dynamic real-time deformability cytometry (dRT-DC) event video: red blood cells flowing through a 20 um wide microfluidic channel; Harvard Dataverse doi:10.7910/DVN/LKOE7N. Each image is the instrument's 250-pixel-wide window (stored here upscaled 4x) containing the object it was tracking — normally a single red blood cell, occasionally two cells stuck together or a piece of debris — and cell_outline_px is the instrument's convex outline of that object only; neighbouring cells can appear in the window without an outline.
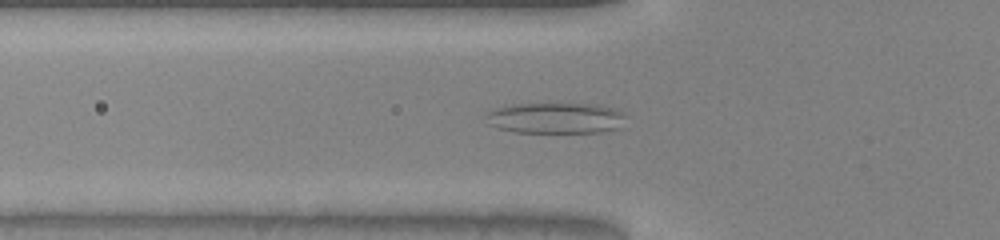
{"species": "common noctule bat (a hibernating species)", "species_latin": "Nyctalus noctula", "temperature_condition": "warm", "stored_images_in_passage": 54, "camera_frame_rate_fps": 3000, "um_per_image_px": 0.085, "animal": {"sex": "male", "body_mass_g": 20.0, "forearm_length_mm": 53.3}, "frame": {"image": 1, "passage_image": 20, "time_ms": 6.333, "image_size_px": [1000, 240], "cell_outline_px": [[624, 116], [616, 128], [600, 132], [516, 132], [500, 128], [492, 124], [488, 112], [504, 104], [600, 104], [612, 108], [620, 112]], "centroid_in_image_um": [47.22, 10.02], "position_along_channel_um": 78.6, "area_um2": 24.45}}
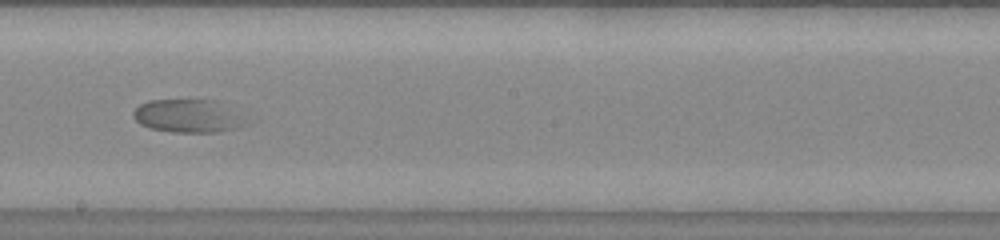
{"frame": {"image": 2, "passage_image": 32, "time_ms": 10.333, "image_size_px": [1000, 240], "cell_outline_px": [[244, 124], [236, 128], [220, 132], [172, 132], [148, 128], [140, 124], [136, 120], [132, 112], [140, 104], [148, 100], [216, 100]], "centroid_in_image_um": [15.79, 9.87], "position_along_channel_um": 232.4, "area_um2": 20.87}}
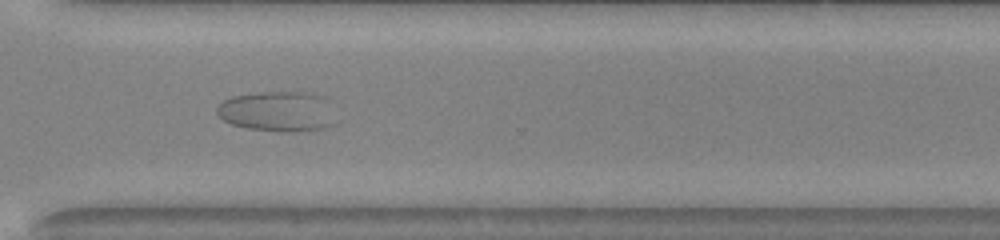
{"frame": {"image": 3, "passage_image": 41, "time_ms": 13.333, "image_size_px": [1000, 240], "cell_outline_px": [[332, 124], [320, 128], [280, 132], [248, 128], [232, 124], [224, 120], [216, 112], [216, 108], [224, 100], [232, 96], [260, 92], [304, 92], [328, 96]], "centroid_in_image_um": [23.55, 9.44], "position_along_channel_um": 347.1, "area_um2": 27.46}}